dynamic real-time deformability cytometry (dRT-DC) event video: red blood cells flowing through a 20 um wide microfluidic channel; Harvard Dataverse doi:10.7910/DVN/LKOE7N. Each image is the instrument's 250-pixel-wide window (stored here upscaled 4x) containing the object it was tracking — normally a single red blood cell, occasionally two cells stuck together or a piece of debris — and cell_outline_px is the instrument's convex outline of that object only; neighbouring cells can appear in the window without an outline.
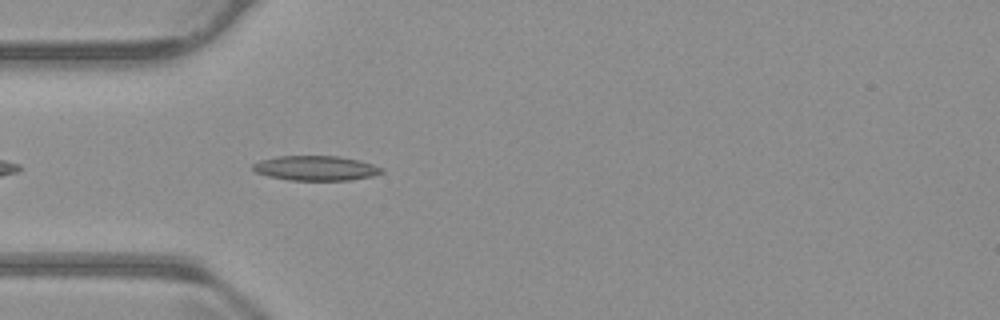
{"species": "common noctule bat (a hibernating species)", "species_latin": "Nyctalus noctula", "temperature_condition": "warm", "stored_images_in_passage": 26, "camera_frame_rate_fps": 3000, "um_per_image_px": 0.085, "animal": {"sex": "male", "body_mass_g": 23.1, "forearm_length_mm": 52.7}, "frame": {"image": 1, "passage_image": 4, "time_ms": 1.0, "image_size_px": [1000, 320], "cell_outline_px": [[384, 172], [372, 176], [352, 180], [288, 180], [268, 176], [256, 172], [252, 168], [252, 164], [260, 160], [276, 156], [340, 156], [360, 160], [384, 168]], "centroid_in_image_um": [26.85, 14.29], "position_along_channel_um": 58.1, "area_um2": 18.73}}
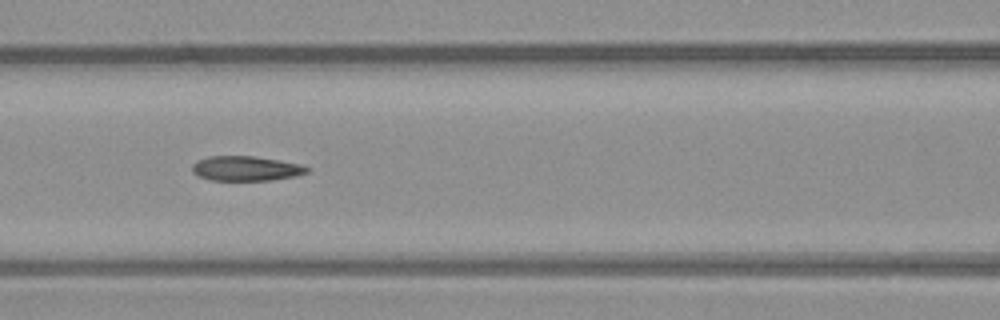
{"frame": {"image": 2, "passage_image": 11, "time_ms": 3.333, "image_size_px": [1000, 320], "cell_outline_px": [[312, 168], [308, 172], [296, 176], [272, 180], [212, 180], [196, 176], [192, 172], [192, 164], [196, 160], [208, 156], [252, 156], [280, 160], [300, 164]], "centroid_in_image_um": [20.9, 14.32], "position_along_channel_um": 145.7, "area_um2": 16.76}}
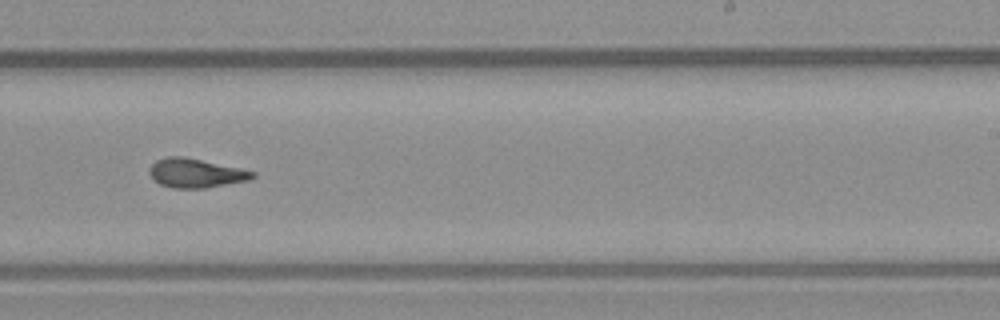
{"frame": {"image": 3, "passage_image": 21, "time_ms": 6.667, "image_size_px": [1000, 320], "cell_outline_px": [[256, 176], [248, 180], [204, 188], [172, 188], [160, 184], [148, 172], [148, 168], [156, 160], [168, 156], [184, 156], [240, 168], [256, 172]], "centroid_in_image_um": [16.63, 14.7], "position_along_channel_um": 272.4, "area_um2": 17.4}}